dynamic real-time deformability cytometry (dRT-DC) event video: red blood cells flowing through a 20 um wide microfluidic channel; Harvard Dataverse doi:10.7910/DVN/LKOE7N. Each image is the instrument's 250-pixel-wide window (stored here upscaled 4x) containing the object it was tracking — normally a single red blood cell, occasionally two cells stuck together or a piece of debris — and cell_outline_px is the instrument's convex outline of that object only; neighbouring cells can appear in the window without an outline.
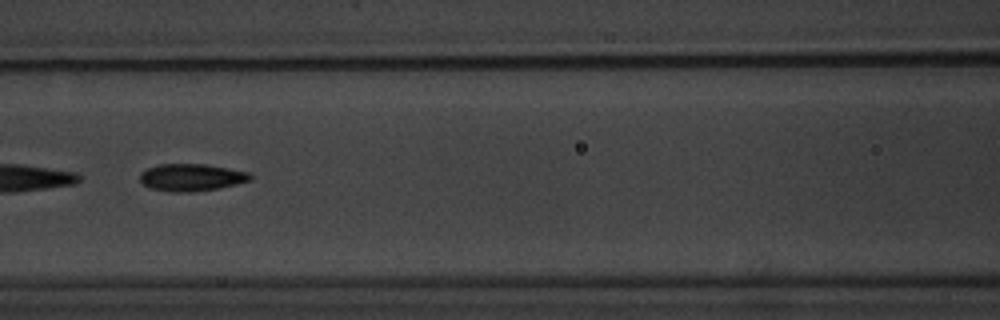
{"species": "common noctule bat (a hibernating species)", "species_latin": "Nyctalus noctula", "temperature_condition": "warm", "stored_images_in_passage": 9, "camera_frame_rate_fps": 3000, "um_per_image_px": 0.085, "animal": {"sex": "male", "body_mass_g": 20.1, "forearm_length_mm": 53.5}, "frame": {"image": 1, "passage_image": 8, "time_ms": 8.0, "image_size_px": [1000, 320], "cell_outline_px": [[252, 180], [220, 188], [188, 192], [172, 192], [152, 188], [144, 184], [140, 180], [140, 172], [148, 168], [160, 164], [204, 164], [228, 168], [248, 172], [252, 176]], "centroid_in_image_um": [16.28, 15.07], "position_along_channel_um": 150.3, "area_um2": 17.4}}